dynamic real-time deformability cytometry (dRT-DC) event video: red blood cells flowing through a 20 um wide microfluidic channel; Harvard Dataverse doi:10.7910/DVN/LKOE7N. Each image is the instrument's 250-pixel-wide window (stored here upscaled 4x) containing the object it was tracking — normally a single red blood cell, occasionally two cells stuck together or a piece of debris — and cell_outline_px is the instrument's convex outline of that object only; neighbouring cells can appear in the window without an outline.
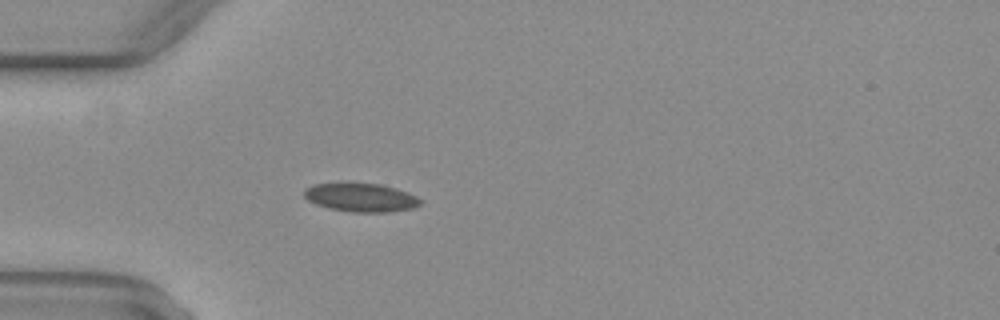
{"species": "common noctule bat (a hibernating species)", "species_latin": "Nyctalus noctula", "temperature_condition": "warm", "stored_images_in_passage": 37, "camera_frame_rate_fps": 3000, "um_per_image_px": 0.085, "animal": {"sex": "female", "body_mass_g": 29.2, "forearm_length_mm": 56.3}, "frame": {"image": 1, "passage_image": 1, "time_ms": 0.0, "image_size_px": [1000, 320], "cell_outline_px": [[424, 200], [420, 204], [412, 208], [388, 212], [352, 212], [332, 208], [316, 204], [308, 200], [304, 196], [304, 188], [312, 184], [344, 180], [348, 180], [380, 184], [396, 188], [408, 192]], "centroid_in_image_um": [30.64, 16.72], "position_along_channel_um": 54.4, "area_um2": 20.11}}
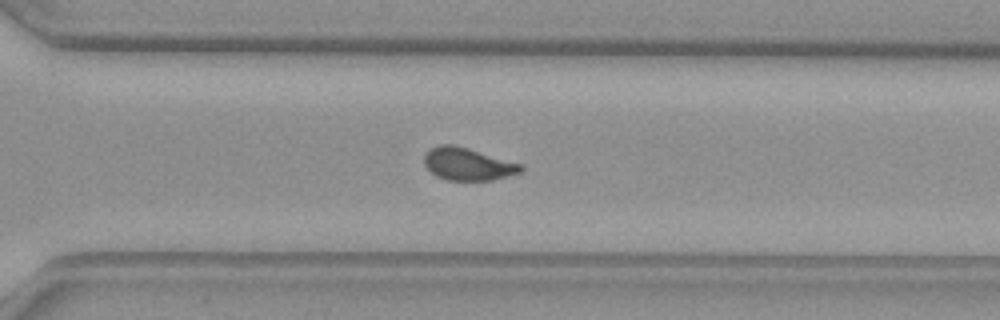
{"frame": {"image": 2, "passage_image": 22, "time_ms": 7.0, "image_size_px": [1000, 320], "cell_outline_px": [[524, 168], [520, 172], [508, 176], [492, 180], [448, 180], [436, 176], [424, 164], [424, 156], [432, 148], [440, 144], [452, 144], [468, 148], [524, 164]], "centroid_in_image_um": [39.8, 13.94], "position_along_channel_um": 330.8, "area_um2": 18.26}}
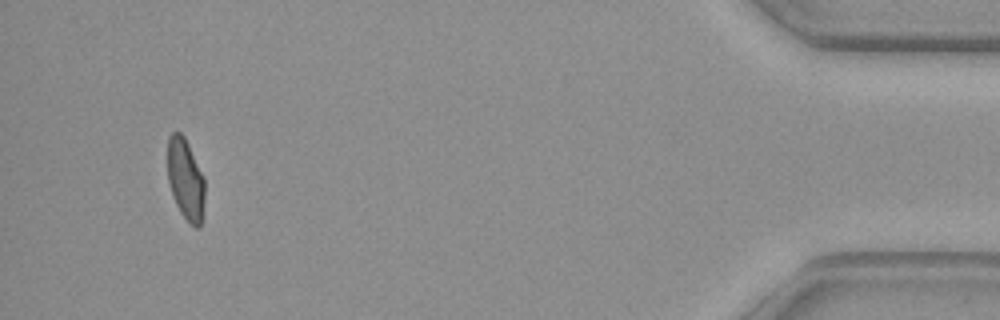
{"frame": {"image": 3, "passage_image": 34, "time_ms": 11.0, "image_size_px": [1000, 320], "cell_outline_px": [[204, 200], [200, 228], [196, 228], [188, 224], [180, 212], [176, 204], [168, 184], [168, 136], [172, 132], [180, 132], [184, 136], [204, 176]], "centroid_in_image_um": [15.77, 15.27], "position_along_channel_um": 419.4, "area_um2": 17.74}, "authors_computed_cell_mechanics": {"area_um2": 18.785, "velocity_mm_per_s": 4.0871, "shape_relaxation_time_tau1_ms": null, "shape_relaxation_time_tau2_ms": 0.7245, "deformation_change_tau1": null, "deformation_change_tau2": 0.0458}}